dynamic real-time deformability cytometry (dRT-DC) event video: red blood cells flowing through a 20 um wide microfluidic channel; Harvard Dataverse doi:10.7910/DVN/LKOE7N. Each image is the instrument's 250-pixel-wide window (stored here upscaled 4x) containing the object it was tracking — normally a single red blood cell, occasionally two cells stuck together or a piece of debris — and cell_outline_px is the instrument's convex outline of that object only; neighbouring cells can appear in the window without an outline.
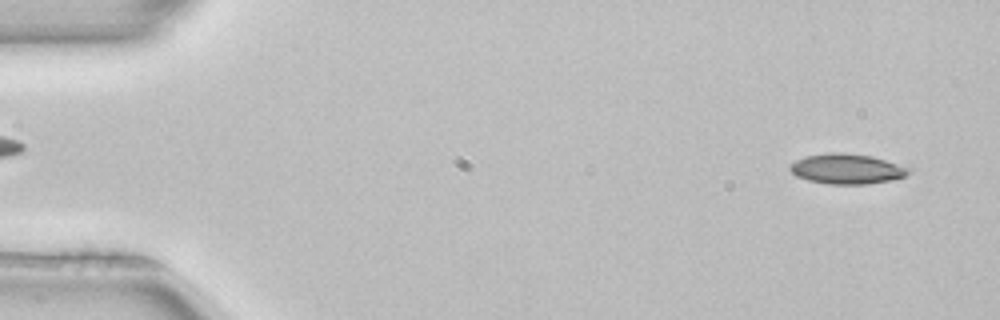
{"species": "common noctule bat (a hibernating species)", "species_latin": "Nyctalus noctula", "temperature_condition": "room temperature", "stored_images_in_passage": 49, "camera_frame_rate_fps": 3000, "um_per_image_px": 0.085, "animal": {"sex": "female", "body_mass_g": 22.7, "forearm_length_mm": 54.2}, "frame": {"image": 1, "passage_image": 3, "time_ms": 0.667, "image_size_px": [1000, 320], "cell_outline_px": [[908, 172], [904, 176], [892, 180], [868, 184], [828, 184], [808, 180], [796, 176], [788, 168], [788, 164], [804, 156], [832, 152], [840, 152], [872, 156], [908, 168]], "centroid_in_image_um": [71.9, 14.35], "position_along_channel_um": 13.1, "area_um2": 20.69}}
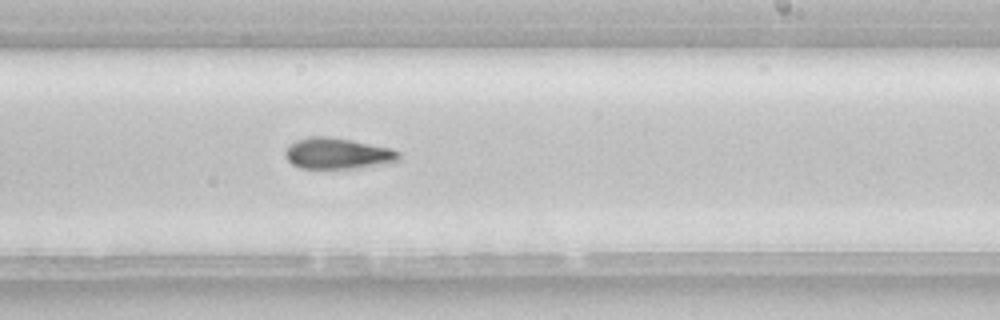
{"frame": {"image": 2, "passage_image": 31, "time_ms": 10.0, "image_size_px": [1000, 320], "cell_outline_px": [[400, 156], [392, 164], [356, 168], [300, 168], [292, 164], [284, 156], [284, 152], [296, 140], [312, 136], [328, 136], [352, 140], [388, 148], [400, 152]], "centroid_in_image_um": [28.71, 13.05], "position_along_channel_um": 260.3, "area_um2": 20.52}}